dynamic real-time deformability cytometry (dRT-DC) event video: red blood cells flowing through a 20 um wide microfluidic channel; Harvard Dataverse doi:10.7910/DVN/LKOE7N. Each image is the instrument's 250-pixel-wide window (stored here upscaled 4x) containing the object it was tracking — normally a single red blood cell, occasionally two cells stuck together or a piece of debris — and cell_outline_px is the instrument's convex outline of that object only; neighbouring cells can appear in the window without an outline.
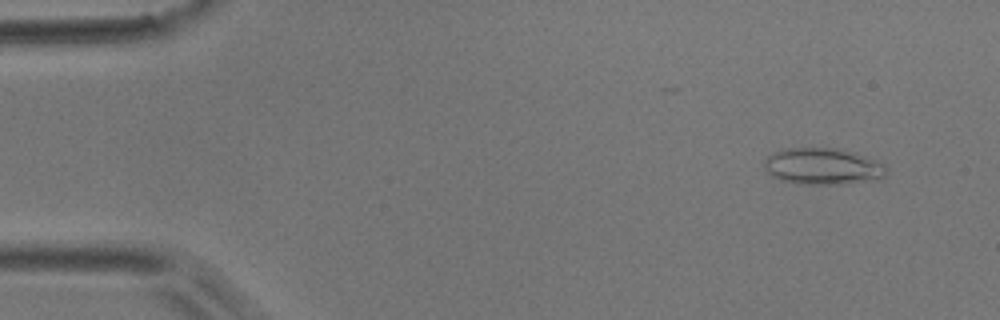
{"species": "common noctule bat (a hibernating species)", "species_latin": "Nyctalus noctula", "temperature_condition": "room temperature", "stored_images_in_passage": 50, "camera_frame_rate_fps": 3000, "um_per_image_px": 0.085, "animal": {"sex": "male", "body_mass_g": 17.9}, "frame": {"image": 1, "passage_image": 4, "time_ms": 1.0, "image_size_px": [1000, 320], "cell_outline_px": [[888, 172], [884, 176], [840, 184], [800, 184], [780, 180], [772, 176], [764, 168], [764, 160], [772, 152], [788, 148], [840, 148], [864, 156], [884, 164], [888, 168]], "centroid_in_image_um": [69.87, 14.12], "position_along_channel_um": 15.1, "area_um2": 25.72}}
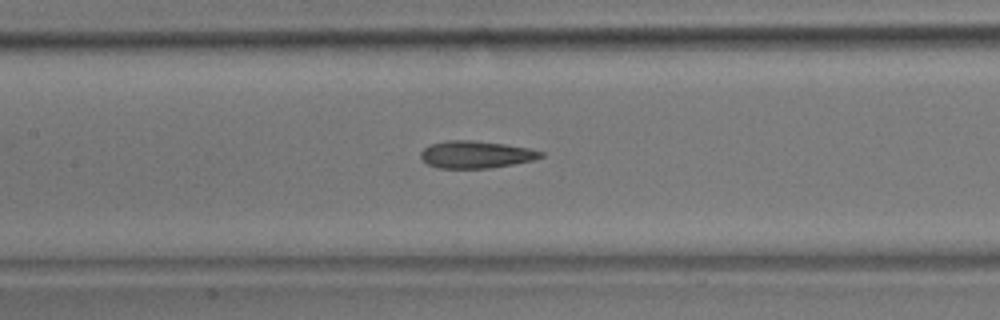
{"frame": {"image": 2, "passage_image": 23, "time_ms": 7.333, "image_size_px": [1000, 320], "cell_outline_px": [[544, 156], [532, 160], [492, 168], [436, 168], [428, 164], [420, 156], [420, 152], [428, 144], [448, 140], [472, 140], [504, 144], [528, 148], [544, 152]], "centroid_in_image_um": [40.42, 13.13], "position_along_channel_um": 167.0, "area_um2": 19.07}}
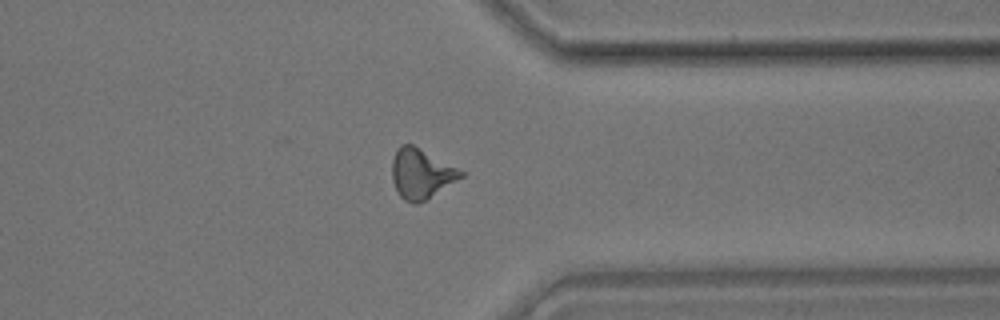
{"frame": {"image": 3, "passage_image": 39, "time_ms": 12.667, "image_size_px": [1000, 320], "cell_outline_px": [[464, 176], [424, 200], [416, 204], [412, 204], [404, 200], [400, 196], [392, 180], [392, 160], [396, 148], [400, 144], [412, 144], [464, 172]], "centroid_in_image_um": [35.75, 14.75], "position_along_channel_um": 375.6, "area_um2": 19.65}, "authors_computed_cell_mechanics": {"area_um2": 19.363, "velocity_mm_per_s": 4.0011, "shape_relaxation_time_tau1_ms": null, "shape_relaxation_time_tau2_ms": 3.2225, "deformation_change_tau1": null, "deformation_change_tau2": 0.1322}}